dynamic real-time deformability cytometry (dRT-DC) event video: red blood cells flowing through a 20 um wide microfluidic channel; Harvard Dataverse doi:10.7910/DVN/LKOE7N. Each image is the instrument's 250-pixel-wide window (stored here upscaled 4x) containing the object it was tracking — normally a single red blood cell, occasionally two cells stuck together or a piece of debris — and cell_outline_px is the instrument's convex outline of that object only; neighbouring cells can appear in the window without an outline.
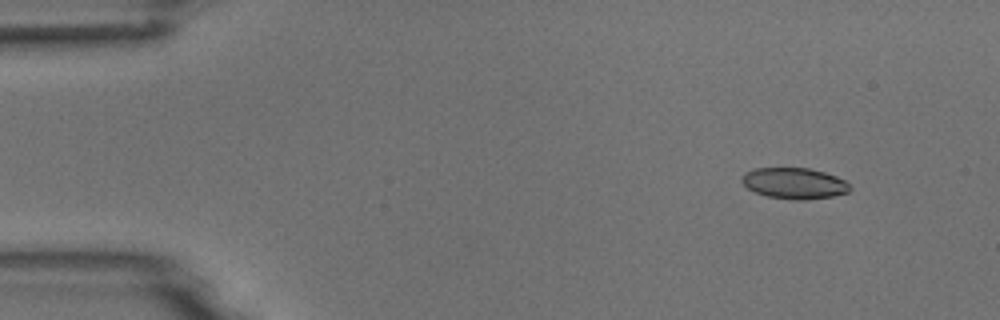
{"species": "common noctule bat (a hibernating species)", "species_latin": "Nyctalus noctula", "temperature_condition": "room temperature", "stored_images_in_passage": 5, "camera_frame_rate_fps": 3000, "um_per_image_px": 0.085, "animal": {"sex": "male", "body_mass_g": 18.8}, "frame": {"image": 1, "passage_image": 2, "time_ms": 1.333, "image_size_px": [1000, 320], "cell_outline_px": [[852, 188], [848, 192], [832, 196], [804, 200], [796, 200], [768, 196], [756, 192], [748, 188], [740, 180], [740, 176], [756, 168], [808, 168], [824, 172], [836, 176], [844, 180]], "centroid_in_image_um": [67.52, 15.58], "position_along_channel_um": 17.5, "area_um2": 19.36}}
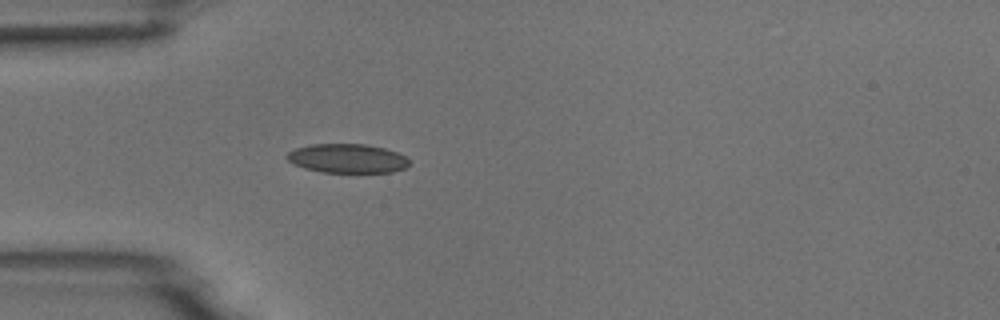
{"frame": {"image": 2, "passage_image": 5, "time_ms": 4.667, "image_size_px": [1000, 320], "cell_outline_px": [[408, 164], [404, 168], [392, 172], [324, 172], [304, 168], [288, 160], [284, 156], [288, 152], [296, 148], [312, 144], [364, 144], [384, 148], [396, 152], [404, 156], [408, 160]], "centroid_in_image_um": [29.5, 13.46], "position_along_channel_um": 55.5, "area_um2": 20.46}}